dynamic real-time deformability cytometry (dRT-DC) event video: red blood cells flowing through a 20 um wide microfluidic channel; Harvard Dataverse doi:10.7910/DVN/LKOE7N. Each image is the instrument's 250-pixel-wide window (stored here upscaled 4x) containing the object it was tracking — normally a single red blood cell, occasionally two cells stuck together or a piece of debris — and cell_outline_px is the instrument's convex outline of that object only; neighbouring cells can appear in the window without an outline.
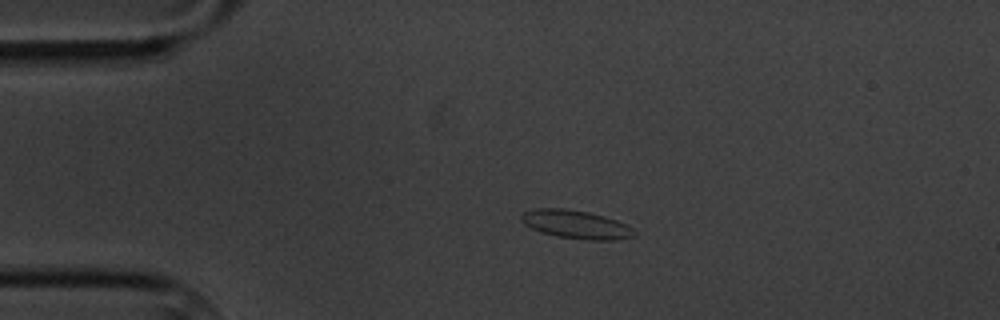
{"species": "common noctule bat (a hibernating species)", "species_latin": "Nyctalus noctula", "temperature_condition": "cold", "stored_images_in_passage": 2, "camera_frame_rate_fps": 3000, "um_per_image_px": 0.085, "animal": {"sex": "male", "body_mass_g": 20.1, "forearm_length_mm": 53.5}, "frame": {"image": 1, "passage_image": 1, "time_ms": 0.0, "image_size_px": [1000, 320], "cell_outline_px": [[636, 236], [616, 240], [584, 240], [556, 236], [540, 232], [524, 224], [520, 220], [520, 216], [524, 212], [536, 208], [564, 208], [588, 212], [604, 216], [616, 220], [632, 228], [636, 232]], "centroid_in_image_um": [48.95, 19.08], "position_along_channel_um": 36.0, "area_um2": 18.79}}